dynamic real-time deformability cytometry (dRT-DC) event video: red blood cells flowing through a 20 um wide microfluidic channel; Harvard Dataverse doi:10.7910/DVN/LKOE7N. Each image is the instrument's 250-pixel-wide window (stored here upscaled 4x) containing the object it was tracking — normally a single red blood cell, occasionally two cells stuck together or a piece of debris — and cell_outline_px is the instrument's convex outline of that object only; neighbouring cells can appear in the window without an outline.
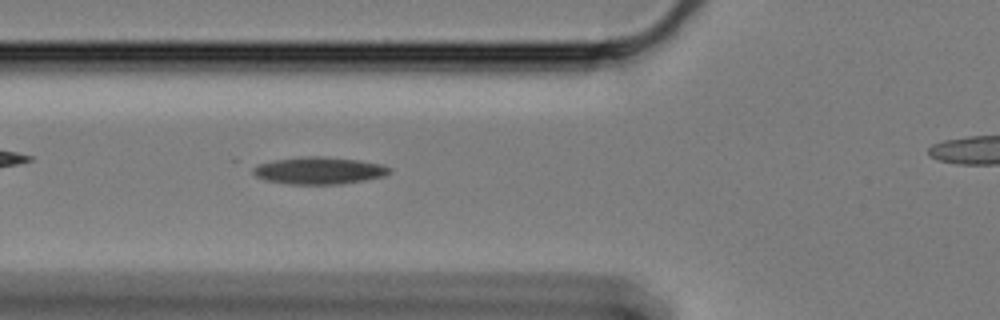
{"species": "Egyptian fruit bat (a non-hibernating species)", "species_latin": "Rousettus aegyptiacus", "temperature_condition": "cold", "stored_images_in_passage": 44, "camera_frame_rate_fps": 3000, "um_per_image_px": 0.085, "animal": {"sex": "female"}, "frame": {"image": 1, "passage_image": 12, "time_ms": 3.667, "image_size_px": [1000, 320], "cell_outline_px": [[392, 172], [384, 176], [364, 180], [340, 184], [288, 184], [264, 180], [256, 176], [252, 172], [252, 168], [256, 164], [276, 160], [308, 156], [324, 156], [360, 160], [380, 164], [392, 168]], "centroid_in_image_um": [27.12, 14.5], "position_along_channel_um": 98.7, "area_um2": 21.68}}
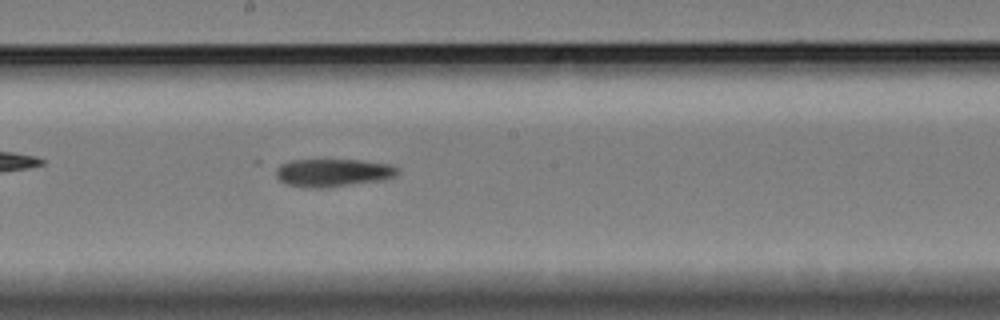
{"frame": {"image": 2, "passage_image": 23, "time_ms": 7.333, "image_size_px": [1000, 320], "cell_outline_px": [[400, 172], [396, 176], [384, 180], [328, 188], [312, 188], [288, 184], [280, 180], [276, 176], [276, 168], [280, 164], [288, 160], [360, 160], [392, 164], [400, 168]], "centroid_in_image_um": [28.36, 14.68], "position_along_channel_um": 219.8, "area_um2": 20.11}}
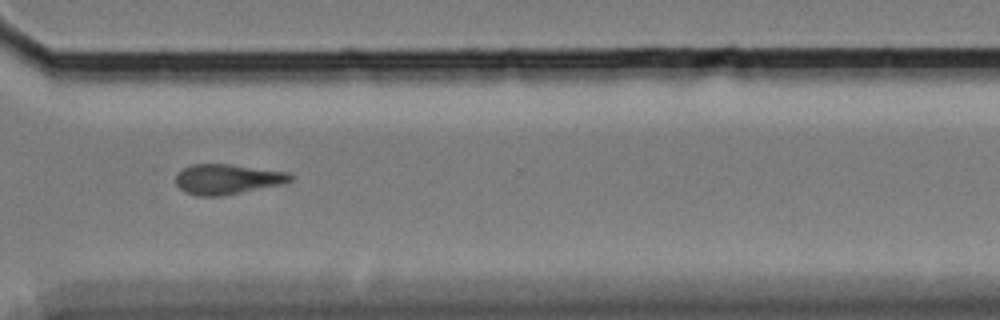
{"frame": {"image": 3, "passage_image": 35, "time_ms": 11.333, "image_size_px": [1000, 320], "cell_outline_px": [[292, 180], [284, 184], [224, 196], [196, 196], [184, 192], [176, 184], [176, 176], [184, 168], [192, 164], [228, 164], [288, 172], [292, 176]], "centroid_in_image_um": [19.33, 15.25], "position_along_channel_um": 351.3, "area_um2": 20.17}}